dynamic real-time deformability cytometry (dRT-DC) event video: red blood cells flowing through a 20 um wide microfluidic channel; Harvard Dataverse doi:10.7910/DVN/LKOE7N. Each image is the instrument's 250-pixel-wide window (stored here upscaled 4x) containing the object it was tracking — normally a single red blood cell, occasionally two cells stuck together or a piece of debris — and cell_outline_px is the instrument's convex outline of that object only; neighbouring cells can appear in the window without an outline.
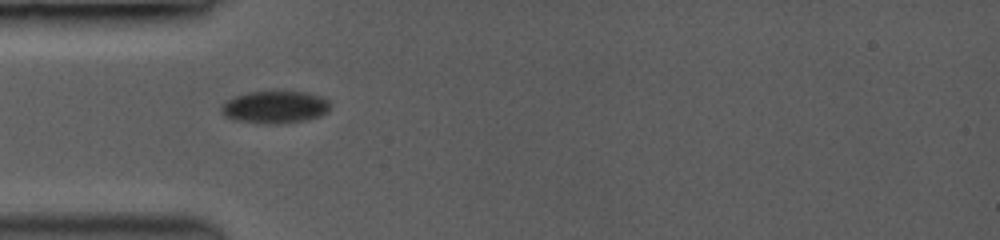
{"species": "common noctule bat (a hibernating species)", "species_latin": "Nyctalus noctula", "temperature_condition": "room temperature", "stored_images_in_passage": 40, "camera_frame_rate_fps": 3500, "um_per_image_px": 0.085, "animal": {"sex": "female", "body_mass_g": 19.0, "forearm_length_mm": 53.3}, "frame": {"image": 1, "passage_image": 1, "time_ms": 0.0, "image_size_px": [1000, 240], "cell_outline_px": [[328, 108], [320, 116], [304, 120], [272, 124], [264, 124], [232, 120], [220, 108], [228, 100], [236, 96], [248, 92], [300, 92], [320, 96], [328, 100]], "centroid_in_image_um": [23.35, 9.11], "position_along_channel_um": 61.7, "area_um2": 19.94}}
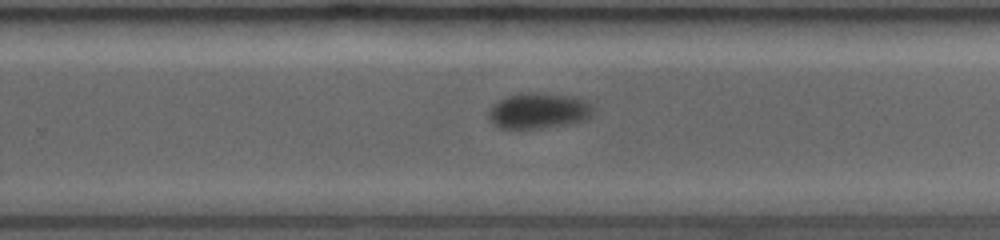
{"frame": {"image": 2, "passage_image": 21, "time_ms": 5.714, "image_size_px": [1000, 240], "cell_outline_px": [[592, 112], [584, 120], [572, 124], [540, 128], [500, 128], [488, 120], [488, 112], [500, 100], [508, 96], [564, 96], [580, 100], [588, 104]], "centroid_in_image_um": [45.72, 9.51], "position_along_channel_um": 284.1, "area_um2": 20.11}}
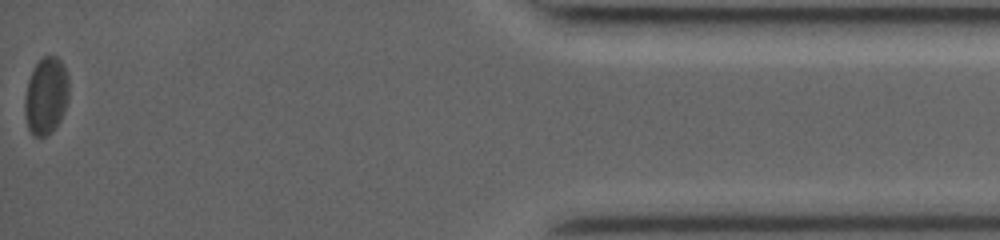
{"frame": {"image": 3, "passage_image": 40, "time_ms": 11.143, "image_size_px": [1000, 240], "cell_outline_px": [[68, 96], [64, 112], [60, 120], [52, 132], [44, 136], [36, 136], [28, 128], [24, 112], [24, 96], [28, 80], [32, 68], [44, 56], [56, 56], [64, 64], [68, 76]], "centroid_in_image_um": [3.91, 8.12], "position_along_channel_um": 431.3, "area_um2": 19.94}, "authors_computed_cell_mechanics": {"area_um2": 20.9236, "velocity_mm_per_s": 3.9317, "shape_relaxation_time_tau1_ms": 1.1139, "shape_relaxation_time_tau2_ms": null, "deformation_change_tau1": 0.0486, "deformation_change_tau2": null}}